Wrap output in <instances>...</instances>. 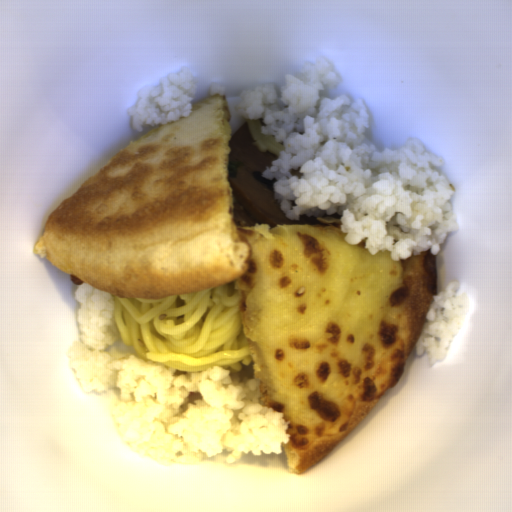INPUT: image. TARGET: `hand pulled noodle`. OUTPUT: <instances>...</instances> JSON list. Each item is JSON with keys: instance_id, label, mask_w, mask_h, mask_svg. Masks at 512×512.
I'll return each instance as SVG.
<instances>
[{"instance_id": "hand-pulled-noodle-2", "label": "hand pulled noodle", "mask_w": 512, "mask_h": 512, "mask_svg": "<svg viewBox=\"0 0 512 512\" xmlns=\"http://www.w3.org/2000/svg\"><path fill=\"white\" fill-rule=\"evenodd\" d=\"M250 134L254 141L252 144L257 147L261 152H266L267 150L276 155L284 151V144L279 143L275 140L274 136L265 135L262 132L261 127H266L261 119H247L246 121Z\"/></svg>"}, {"instance_id": "hand-pulled-noodle-1", "label": "hand pulled noodle", "mask_w": 512, "mask_h": 512, "mask_svg": "<svg viewBox=\"0 0 512 512\" xmlns=\"http://www.w3.org/2000/svg\"><path fill=\"white\" fill-rule=\"evenodd\" d=\"M240 304L229 282L165 299L114 298L113 320L119 339L139 359L175 370V376L213 366L239 374L254 361Z\"/></svg>"}]
</instances>
